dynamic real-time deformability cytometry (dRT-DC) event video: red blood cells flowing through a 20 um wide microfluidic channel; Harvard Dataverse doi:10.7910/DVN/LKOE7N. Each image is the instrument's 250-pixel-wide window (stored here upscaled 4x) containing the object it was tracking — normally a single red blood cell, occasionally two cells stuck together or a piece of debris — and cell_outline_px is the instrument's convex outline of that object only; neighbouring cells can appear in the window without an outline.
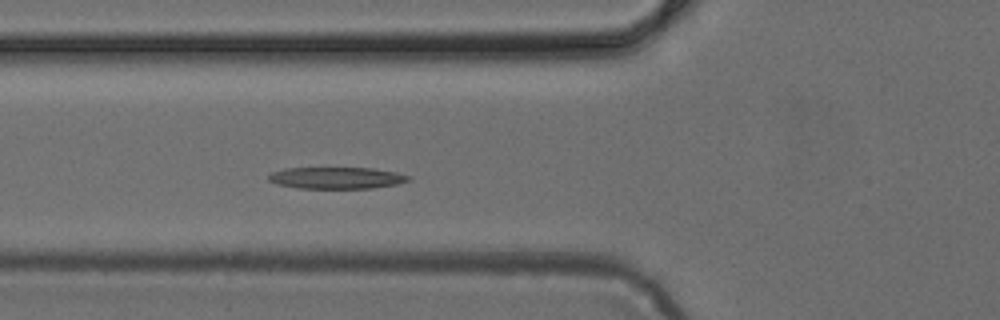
{"species": "common noctule bat (a hibernating species)", "species_latin": "Nyctalus noctula", "temperature_condition": "cold", "stored_images_in_passage": 46, "segment_of_instrument_passage": [1, 2], "camera_frame_rate_fps": 3000, "um_per_image_px": 0.085, "animal": {"sex": "female", "body_mass_g": 24.6, "forearm_length_mm": 56.2}, "frame": {"image": 1, "passage_image": 14, "time_ms": 4.333, "image_size_px": [1000, 320], "cell_outline_px": [[412, 180], [396, 184], [372, 188], [296, 188], [276, 184], [268, 180], [268, 176], [272, 172], [284, 168], [372, 168], [396, 172], [412, 176]], "centroid_in_image_um": [28.61, 15.12], "position_along_channel_um": 97.2, "area_um2": 17.74}}
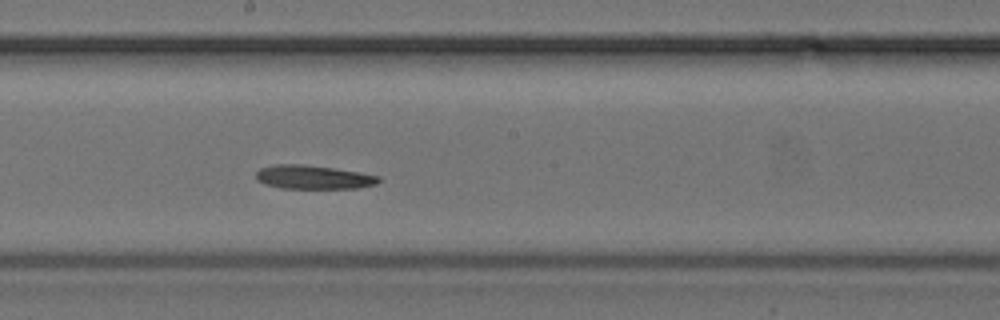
{"frame": {"image": 2, "passage_image": 23, "time_ms": 7.333, "image_size_px": [1000, 320], "cell_outline_px": [[380, 180], [376, 184], [356, 188], [280, 188], [264, 184], [256, 180], [256, 172], [260, 168], [276, 164], [304, 164], [360, 172], [380, 176]], "centroid_in_image_um": [26.6, 15.05], "position_along_channel_um": 221.6, "area_um2": 16.99}}
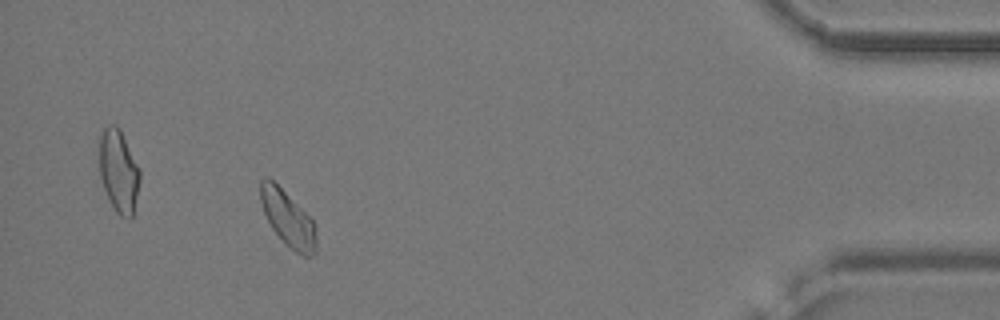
{"frame": {"image": 3, "passage_image": 41, "time_ms": 13.333, "image_size_px": [1000, 320], "cell_outline_px": [[316, 252], [312, 256], [304, 256], [288, 248], [284, 244], [272, 228], [264, 212], [260, 200], [260, 180], [264, 176], [268, 176], [312, 220], [316, 228]], "centroid_in_image_um": [24.46, 18.62], "position_along_channel_um": 410.7, "area_um2": 17.86}}